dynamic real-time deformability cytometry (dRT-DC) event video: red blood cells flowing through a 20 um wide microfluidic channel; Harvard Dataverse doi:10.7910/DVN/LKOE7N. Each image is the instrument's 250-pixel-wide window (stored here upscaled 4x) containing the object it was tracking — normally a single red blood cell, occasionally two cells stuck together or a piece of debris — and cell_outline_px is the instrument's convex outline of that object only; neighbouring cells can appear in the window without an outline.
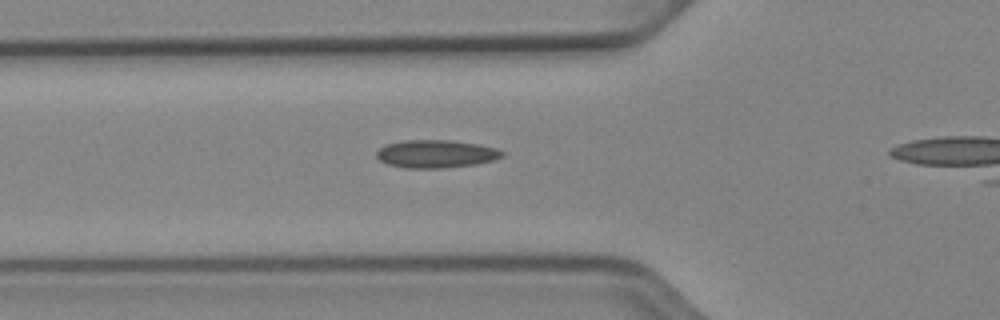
{"species": "Egyptian fruit bat (a non-hibernating species)", "species_latin": "Rousettus aegyptiacus", "temperature_condition": "cold", "stored_images_in_passage": 26, "camera_frame_rate_fps": 3000, "um_per_image_px": 0.085, "animal": {"sex": "female"}, "frame": {"image": 1, "passage_image": 2, "time_ms": 0.333, "image_size_px": [1000, 320], "cell_outline_px": [[504, 156], [492, 160], [476, 164], [440, 168], [404, 168], [388, 164], [380, 160], [376, 156], [376, 152], [384, 144], [404, 140], [448, 140], [480, 144], [496, 148], [504, 152]], "centroid_in_image_um": [37.04, 13.07], "position_along_channel_um": 88.8, "area_um2": 20.46}}
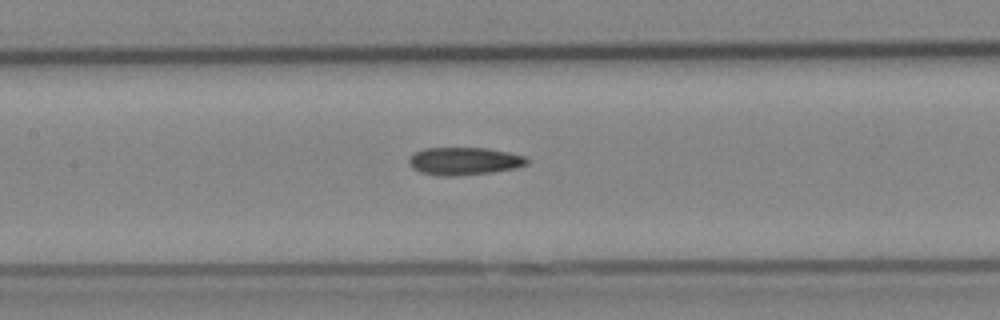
{"frame": {"image": 2, "passage_image": 8, "time_ms": 2.333, "image_size_px": [1000, 320], "cell_outline_px": [[528, 164], [516, 168], [492, 172], [452, 176], [440, 176], [420, 172], [412, 168], [408, 164], [408, 160], [412, 152], [424, 148], [488, 148], [508, 152], [524, 156], [528, 160]], "centroid_in_image_um": [39.41, 13.69], "position_along_channel_um": 168.0, "area_um2": 19.19}}
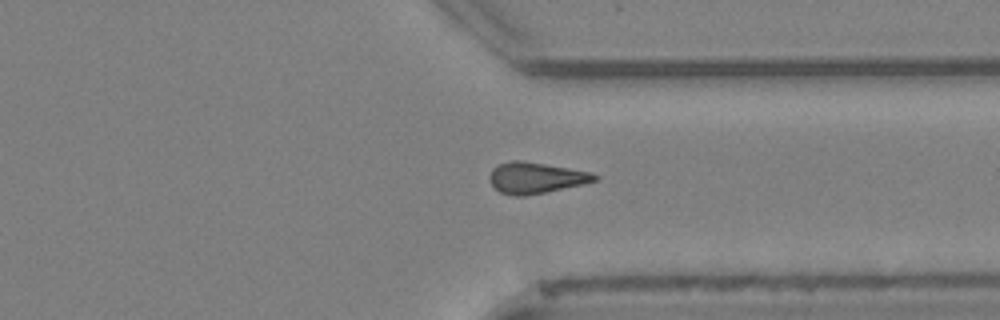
{"frame": {"image": 3, "passage_image": 23, "time_ms": 7.333, "image_size_px": [1000, 320], "cell_outline_px": [[600, 176], [596, 180], [584, 184], [524, 196], [512, 196], [500, 192], [488, 180], [488, 176], [492, 168], [496, 164], [512, 160], [520, 160], [592, 172]], "centroid_in_image_um": [45.51, 15.11], "position_along_channel_um": 365.9, "area_um2": 19.07}}